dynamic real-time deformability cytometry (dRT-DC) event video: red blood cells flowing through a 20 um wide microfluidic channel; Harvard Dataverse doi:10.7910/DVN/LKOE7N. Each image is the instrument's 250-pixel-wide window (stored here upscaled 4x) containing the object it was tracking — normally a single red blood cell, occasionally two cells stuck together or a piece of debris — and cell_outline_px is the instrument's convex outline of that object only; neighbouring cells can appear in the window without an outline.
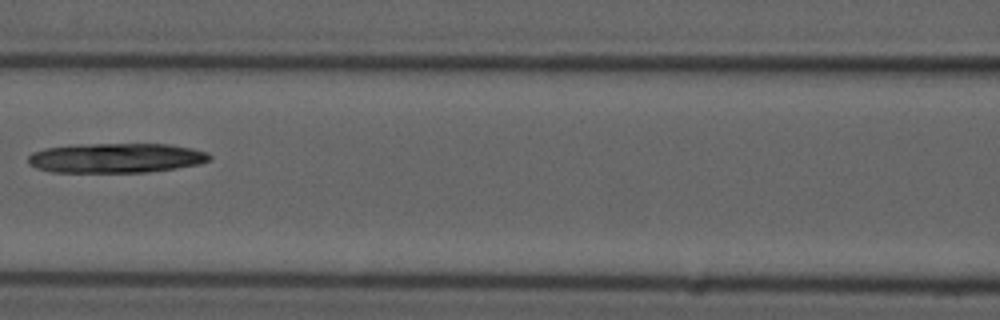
{"species": "common noctule bat (a hibernating species)", "species_latin": "Nyctalus noctula", "temperature_condition": "cold", "stored_images_in_passage": 5, "camera_frame_rate_fps": 3000, "um_per_image_px": 0.085, "animal": {"sex": "male", "forearm_length_mm": 52.5}, "frame": {"image": 1, "passage_image": 4, "time_ms": 3.667, "image_size_px": [1000, 320], "cell_outline_px": [[212, 160], [200, 164], [176, 168], [144, 172], [52, 172], [36, 168], [28, 164], [28, 156], [32, 152], [44, 148], [76, 144], [168, 144], [192, 148], [208, 152], [212, 156]], "centroid_in_image_um": [9.87, 13.42], "position_along_channel_um": 156.7, "area_um2": 31.67}}